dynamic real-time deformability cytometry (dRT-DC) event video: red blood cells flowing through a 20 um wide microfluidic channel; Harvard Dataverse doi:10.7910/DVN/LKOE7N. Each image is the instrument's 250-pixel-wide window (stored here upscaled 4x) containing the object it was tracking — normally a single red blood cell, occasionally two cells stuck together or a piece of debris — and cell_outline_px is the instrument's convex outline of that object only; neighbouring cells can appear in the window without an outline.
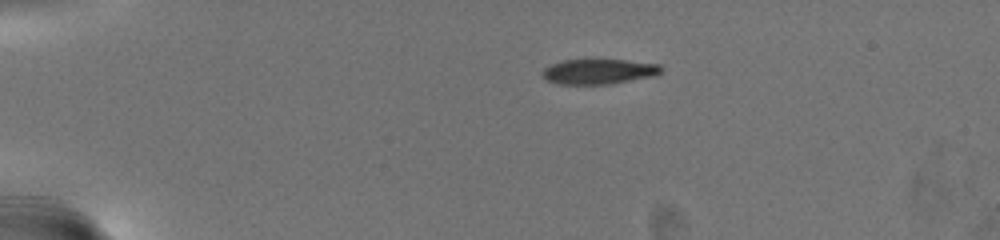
{"species": "common noctule bat (a hibernating species)", "species_latin": "Nyctalus noctula", "temperature_condition": "warm", "stored_images_in_passage": 56, "camera_frame_rate_fps": 3000, "um_per_image_px": 0.085, "animal": {"sex": "female", "body_mass_g": 19.5, "forearm_length_mm": 54.1}, "frame": {"image": 1, "passage_image": 1, "time_ms": 0.0, "image_size_px": [1000, 240], "cell_outline_px": [[664, 68], [660, 72], [652, 76], [608, 84], [560, 84], [548, 80], [540, 72], [548, 64], [560, 60], [628, 60], [660, 64]], "centroid_in_image_um": [50.87, 6.06], "position_along_channel_um": 34.1, "area_um2": 17.34}}
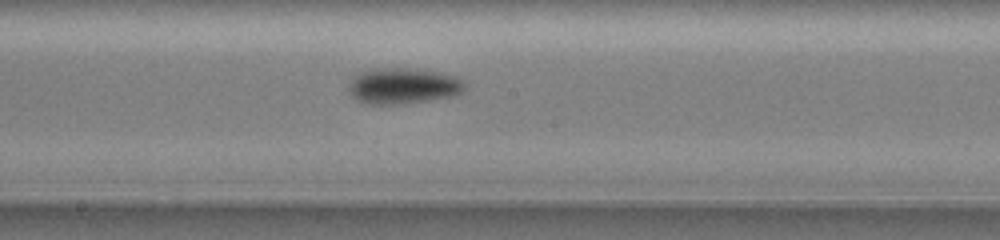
{"frame": {"image": 2, "passage_image": 26, "time_ms": 8.333, "image_size_px": [1000, 240], "cell_outline_px": [[464, 88], [460, 92], [452, 96], [428, 100], [396, 104], [368, 104], [352, 96], [352, 80], [360, 72], [384, 68], [416, 68], [436, 72], [452, 76], [464, 80]], "centroid_in_image_um": [34.31, 7.3], "position_along_channel_um": 213.9, "area_um2": 23.52}}
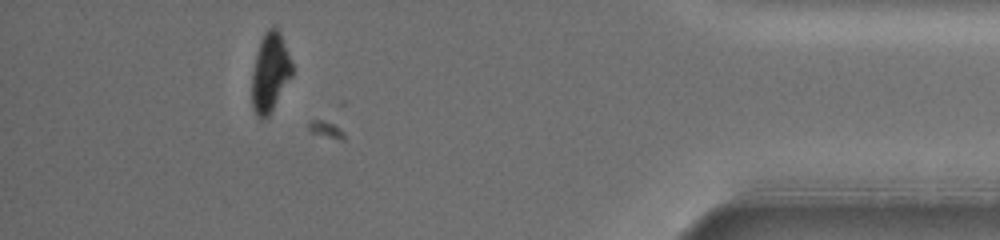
{"frame": {"image": 3, "passage_image": 50, "time_ms": 16.333, "image_size_px": [1000, 240], "cell_outline_px": [[292, 76], [268, 116], [264, 120], [260, 120], [256, 116], [252, 108], [252, 72], [260, 40], [264, 32], [272, 24], [280, 32], [292, 64]], "centroid_in_image_um": [22.94, 6.16], "position_along_channel_um": 412.3, "area_um2": 18.5}, "authors_computed_cell_mechanics": {"area_um2": 21.1837, "velocity_mm_per_s": 3.0507, "shape_relaxation_time_tau1_ms": 2.364, "shape_relaxation_time_tau2_ms": 2.1301, "deformation_change_tau1": 0.1665, "deformation_change_tau2": 0.0427}}